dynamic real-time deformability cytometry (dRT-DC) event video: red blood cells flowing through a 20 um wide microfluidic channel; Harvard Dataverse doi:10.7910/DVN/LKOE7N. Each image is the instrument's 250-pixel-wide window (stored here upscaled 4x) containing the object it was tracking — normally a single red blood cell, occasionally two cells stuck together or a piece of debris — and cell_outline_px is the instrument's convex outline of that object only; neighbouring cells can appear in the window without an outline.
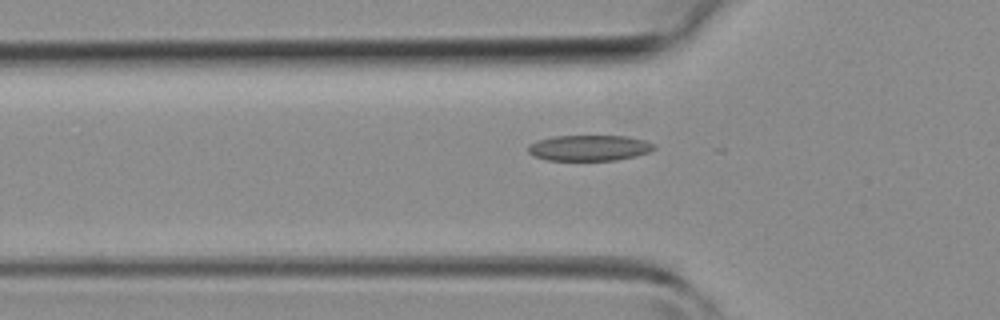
{"species": "common noctule bat (a hibernating species)", "species_latin": "Nyctalus noctula", "temperature_condition": "room temperature", "stored_images_in_passage": 28, "camera_frame_rate_fps": 3000, "um_per_image_px": 0.085, "animal": {"sex": "female", "body_mass_g": 19.3, "forearm_length_mm": 54.1}, "frame": {"image": 1, "passage_image": 2, "time_ms": 0.333, "image_size_px": [1000, 320], "cell_outline_px": [[656, 148], [648, 152], [636, 156], [616, 160], [548, 160], [536, 156], [528, 152], [528, 144], [536, 140], [552, 136], [628, 136], [644, 140], [656, 144]], "centroid_in_image_um": [50.09, 12.56], "position_along_channel_um": 75.7, "area_um2": 18.96}}
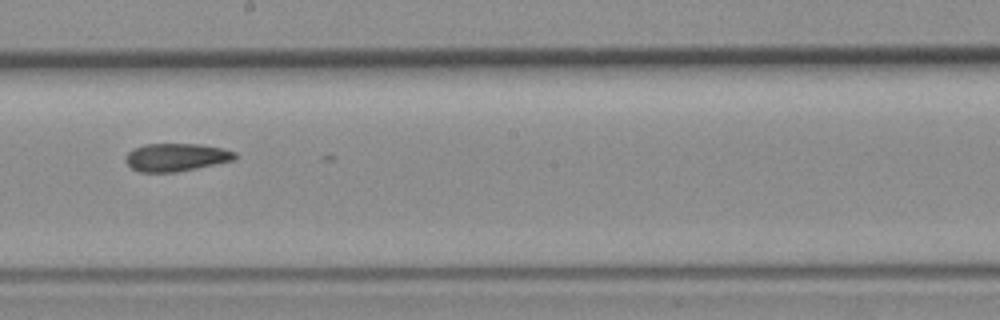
{"frame": {"image": 2, "passage_image": 12, "time_ms": 3.667, "image_size_px": [1000, 320], "cell_outline_px": [[240, 156], [236, 160], [176, 172], [140, 172], [132, 168], [124, 160], [124, 156], [132, 148], [144, 144], [200, 144], [220, 148], [236, 152]], "centroid_in_image_um": [14.97, 13.36], "position_along_channel_um": 233.2, "area_um2": 17.98}}
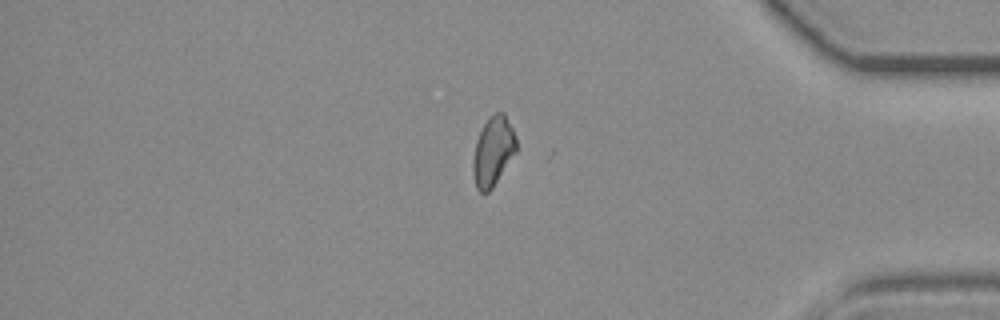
{"frame": {"image": 3, "passage_image": 24, "time_ms": 7.667, "image_size_px": [1000, 320], "cell_outline_px": [[516, 152], [492, 188], [488, 192], [480, 192], [476, 188], [472, 168], [472, 164], [476, 140], [484, 124], [496, 112], [504, 112], [516, 136]], "centroid_in_image_um": [41.91, 12.87], "position_along_channel_um": 393.3, "area_um2": 17.22}}